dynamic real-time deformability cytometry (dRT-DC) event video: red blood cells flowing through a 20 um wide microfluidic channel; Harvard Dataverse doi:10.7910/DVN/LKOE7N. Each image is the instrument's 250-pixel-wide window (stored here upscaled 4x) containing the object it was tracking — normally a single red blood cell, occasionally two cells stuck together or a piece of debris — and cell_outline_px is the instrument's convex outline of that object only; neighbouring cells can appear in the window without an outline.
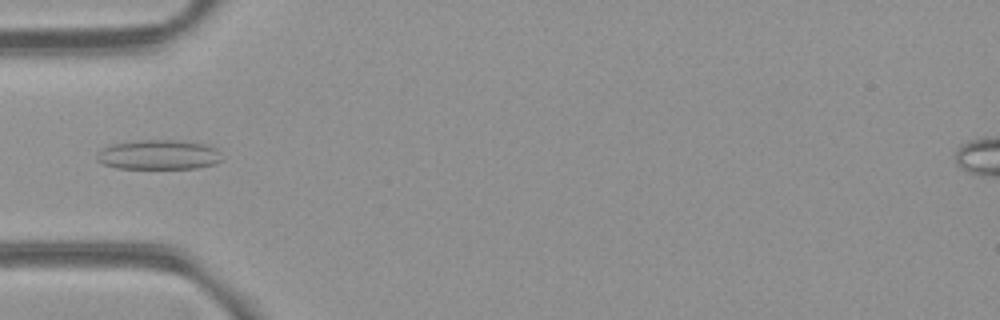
{"species": "common noctule bat (a hibernating species)", "species_latin": "Nyctalus noctula", "temperature_condition": "room temperature", "stored_images_in_passage": 6, "camera_frame_rate_fps": 3000, "um_per_image_px": 0.085, "animal": {"sex": "female", "body_mass_g": 21.9}, "frame": {"image": 1, "passage_image": 5, "time_ms": 4.667, "image_size_px": [1000, 320], "cell_outline_px": [[220, 160], [216, 164], [196, 168], [116, 168], [104, 164], [96, 160], [96, 156], [104, 148], [112, 144], [144, 140], [172, 140], [204, 144], [216, 148]], "centroid_in_image_um": [13.47, 13.16], "position_along_channel_um": 71.5, "area_um2": 21.21}}